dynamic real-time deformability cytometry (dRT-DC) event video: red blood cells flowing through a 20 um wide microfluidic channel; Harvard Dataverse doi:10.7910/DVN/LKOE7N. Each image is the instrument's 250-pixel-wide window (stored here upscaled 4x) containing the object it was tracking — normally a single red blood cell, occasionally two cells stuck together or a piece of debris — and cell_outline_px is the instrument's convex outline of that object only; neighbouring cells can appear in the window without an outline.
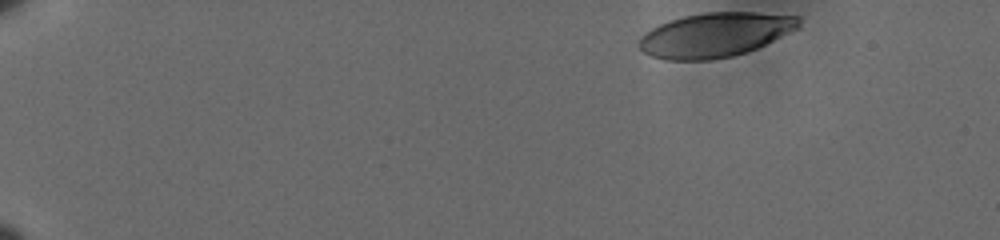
{"species": "human", "species_latin": "Homo sapiens", "temperature_condition": "cold", "stored_images_in_passage": 46, "camera_frame_rate_fps": 3000, "um_per_image_px": 0.085, "donor": {"sex": "male"}, "frame": {"image": 1, "passage_image": 1, "time_ms": 0.0, "image_size_px": [1000, 240], "cell_outline_px": [[800, 28], [756, 48], [732, 56], [712, 60], [664, 60], [652, 56], [644, 52], [636, 44], [640, 36], [644, 32], [668, 20], [684, 16], [704, 12], [756, 12], [800, 16]], "centroid_in_image_um": [60.76, 2.96], "position_along_channel_um": 24.2, "area_um2": 41.5}}
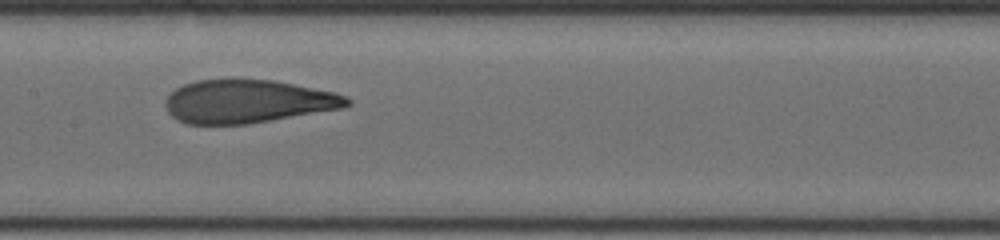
{"frame": {"image": 2, "passage_image": 26, "time_ms": 8.333, "image_size_px": [1000, 240], "cell_outline_px": [[352, 104], [344, 108], [248, 124], [188, 124], [176, 120], [168, 112], [164, 104], [164, 100], [176, 88], [184, 84], [196, 80], [232, 76], [272, 80], [336, 92], [348, 96], [352, 100]], "centroid_in_image_um": [21.05, 8.58], "position_along_channel_um": 186.3, "area_um2": 46.93}}
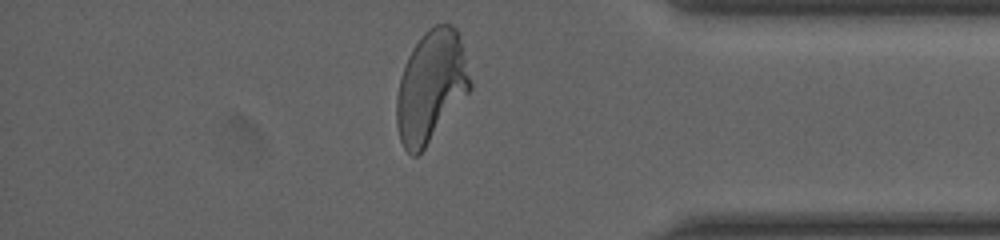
{"frame": {"image": 3, "passage_image": 45, "time_ms": 14.667, "image_size_px": [1000, 240], "cell_outline_px": [[472, 88], [424, 148], [416, 156], [412, 156], [404, 148], [400, 140], [396, 124], [396, 96], [400, 76], [408, 56], [412, 48], [420, 36], [428, 28], [436, 24], [452, 24], [456, 28], [460, 40], [472, 84]], "centroid_in_image_um": [36.61, 7.33], "position_along_channel_um": 398.6, "area_um2": 47.51}, "authors_computed_cell_mechanics": {"area_um2": 46.2689, "velocity_mm_per_s": 3.5856, "shape_relaxation_time_tau1_ms": 4.9521, "shape_relaxation_time_tau2_ms": 1.0044, "deformation_change_tau1": 0.2228, "deformation_change_tau2": 0.0958}}